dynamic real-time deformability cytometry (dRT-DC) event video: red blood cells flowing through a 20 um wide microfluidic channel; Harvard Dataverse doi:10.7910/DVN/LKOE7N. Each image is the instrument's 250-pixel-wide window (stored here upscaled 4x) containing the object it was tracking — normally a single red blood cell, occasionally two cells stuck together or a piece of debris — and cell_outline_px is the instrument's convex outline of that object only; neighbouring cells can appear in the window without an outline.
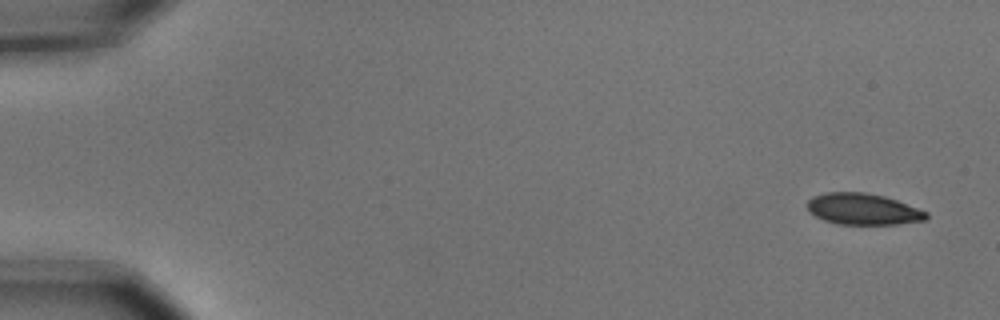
{"species": "common noctule bat (a hibernating species)", "species_latin": "Nyctalus noctula", "temperature_condition": "cold", "stored_images_in_passage": 6, "segment_of_instrument_passage": [1, 2], "camera_frame_rate_fps": 3000, "um_per_image_px": 0.085, "animal": {"sex": "male", "body_mass_g": 15.6}, "frame": {"image": 1, "passage_image": 1, "time_ms": 0.0, "image_size_px": [1000, 320], "cell_outline_px": [[928, 216], [924, 220], [896, 224], [836, 224], [824, 220], [808, 212], [808, 200], [812, 196], [824, 192], [864, 192], [884, 196], [896, 200], [928, 212]], "centroid_in_image_um": [73.32, 17.77], "position_along_channel_um": 11.7, "area_um2": 21.68}}
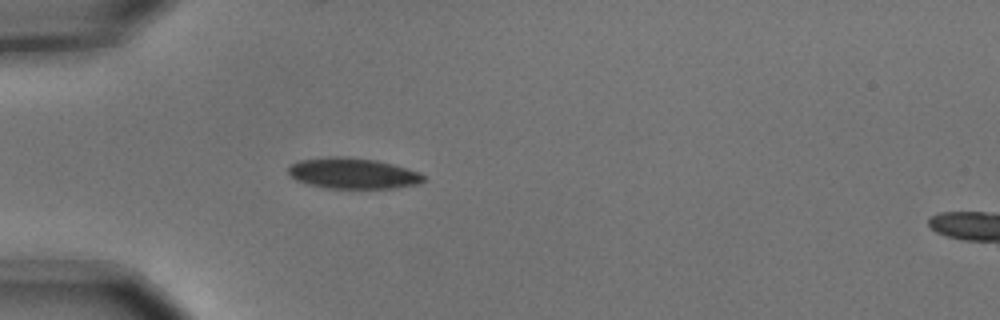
{"frame": {"image": 2, "passage_image": 5, "time_ms": 1.333, "image_size_px": [1000, 320], "cell_outline_px": [[424, 180], [420, 184], [392, 188], [324, 188], [308, 184], [296, 180], [288, 172], [288, 168], [292, 164], [300, 160], [328, 156], [348, 156], [376, 160], [408, 168], [420, 172], [424, 176]], "centroid_in_image_um": [30.01, 14.73], "position_along_channel_um": 55.0, "area_um2": 24.39}}